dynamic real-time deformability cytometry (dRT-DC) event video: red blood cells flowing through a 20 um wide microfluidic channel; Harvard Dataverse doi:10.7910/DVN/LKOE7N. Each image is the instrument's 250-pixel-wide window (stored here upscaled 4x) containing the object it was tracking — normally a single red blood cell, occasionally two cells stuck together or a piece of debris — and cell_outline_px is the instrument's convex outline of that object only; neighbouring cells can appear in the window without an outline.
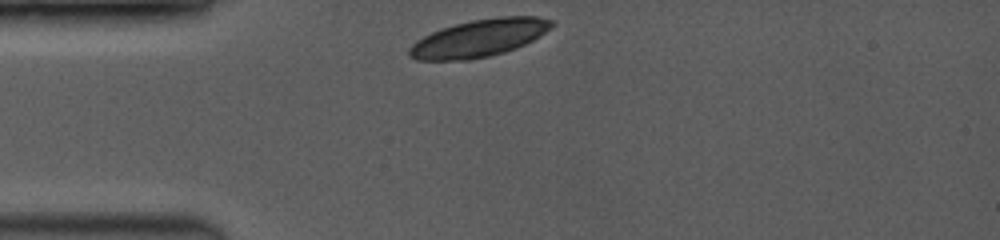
{"species": "common noctule bat (a hibernating species)", "species_latin": "Nyctalus noctula", "temperature_condition": "room temperature", "stored_images_in_passage": 5, "camera_frame_rate_fps": 3500, "um_per_image_px": 0.085, "animal": {"sex": "female", "body_mass_g": 19.0, "forearm_length_mm": 53.3}, "frame": {"image": 1, "passage_image": 1, "time_ms": 0.0, "image_size_px": [1000, 240], "cell_outline_px": [[556, 24], [532, 40], [524, 44], [504, 52], [488, 56], [468, 60], [416, 60], [408, 56], [408, 48], [416, 40], [440, 28], [472, 20], [500, 16], [536, 16], [552, 20]], "centroid_in_image_um": [40.69, 3.24], "position_along_channel_um": 44.3, "area_um2": 30.92}}